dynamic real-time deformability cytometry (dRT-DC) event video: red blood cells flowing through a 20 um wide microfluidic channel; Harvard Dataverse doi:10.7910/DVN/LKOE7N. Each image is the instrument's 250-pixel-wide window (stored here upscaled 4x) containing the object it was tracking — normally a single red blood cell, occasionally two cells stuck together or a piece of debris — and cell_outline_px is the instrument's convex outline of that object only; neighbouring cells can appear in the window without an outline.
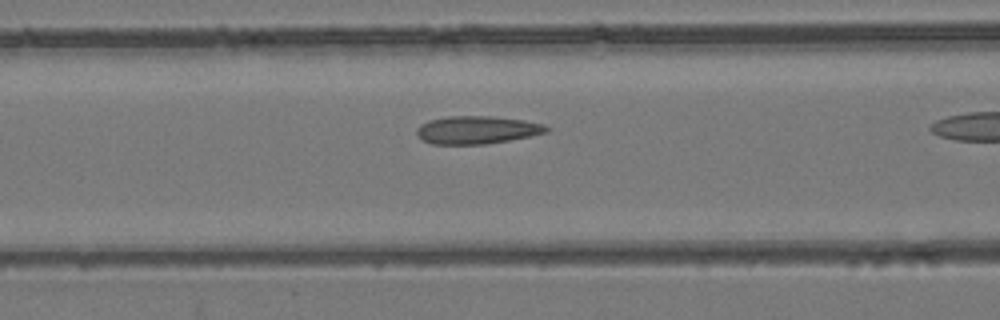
{"species": "common noctule bat (a hibernating species)", "species_latin": "Nyctalus noctula", "temperature_condition": "room temperature", "stored_images_in_passage": 30, "camera_frame_rate_fps": 3000, "um_per_image_px": 0.085, "animal": {"sex": "female", "body_mass_g": 24.6, "forearm_length_mm": 56.2}, "frame": {"image": 1, "passage_image": 10, "time_ms": 3.0, "image_size_px": [1000, 320], "cell_outline_px": [[548, 132], [508, 140], [484, 144], [432, 144], [420, 140], [416, 132], [416, 128], [420, 124], [428, 120], [448, 116], [492, 116], [524, 120], [544, 124], [548, 128]], "centroid_in_image_um": [40.48, 11.04], "position_along_channel_um": 126.1, "area_um2": 21.1}}
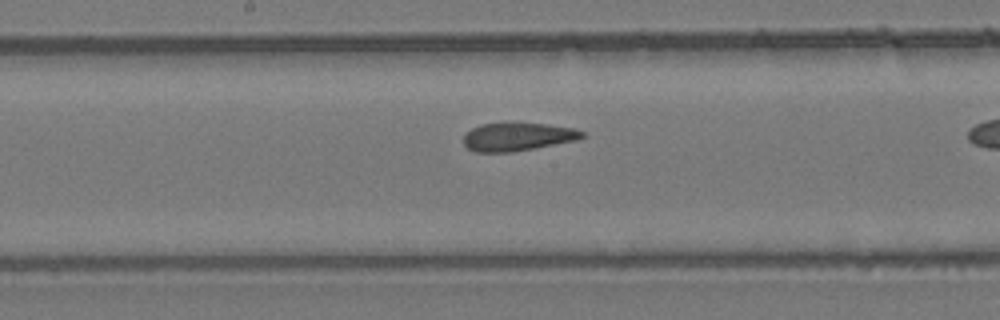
{"frame": {"image": 2, "passage_image": 16, "time_ms": 5.0, "image_size_px": [1000, 320], "cell_outline_px": [[588, 136], [576, 140], [512, 152], [476, 152], [468, 148], [464, 144], [464, 132], [480, 124], [544, 124], [572, 128], [584, 132]], "centroid_in_image_um": [43.98, 11.64], "position_along_channel_um": 204.2, "area_um2": 19.13}}
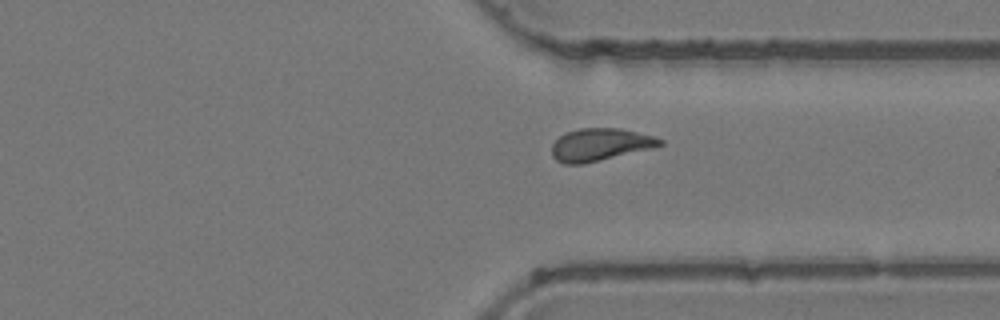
{"frame": {"image": 3, "passage_image": 28, "time_ms": 9.0, "image_size_px": [1000, 320], "cell_outline_px": [[664, 144], [656, 148], [584, 164], [564, 164], [556, 160], [552, 156], [552, 144], [560, 136], [568, 132], [580, 128], [620, 128], [652, 136], [664, 140]], "centroid_in_image_um": [51.04, 12.31], "position_along_channel_um": 360.4, "area_um2": 20.63}}